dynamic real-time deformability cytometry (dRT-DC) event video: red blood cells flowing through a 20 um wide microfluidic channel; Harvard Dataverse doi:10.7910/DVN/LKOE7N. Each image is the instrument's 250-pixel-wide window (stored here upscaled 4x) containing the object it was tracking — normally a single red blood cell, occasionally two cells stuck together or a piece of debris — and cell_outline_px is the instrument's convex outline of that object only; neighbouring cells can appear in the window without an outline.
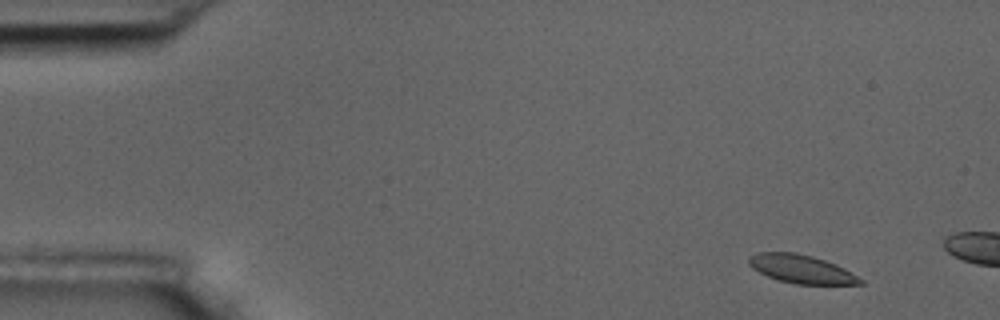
{"species": "common noctule bat (a hibernating species)", "species_latin": "Nyctalus noctula", "temperature_condition": "room temperature", "stored_images_in_passage": 2, "camera_frame_rate_fps": 3000, "um_per_image_px": 0.085, "animal": {"sex": "male", "body_mass_g": 17.5, "forearm_length_mm": 52.3}, "frame": {"image": 1, "passage_image": 1, "time_ms": 0.0, "image_size_px": [1000, 320], "cell_outline_px": [[864, 284], [796, 284], [776, 280], [752, 268], [748, 264], [748, 260], [756, 252], [796, 252], [812, 256], [836, 264], [844, 268], [864, 280]], "centroid_in_image_um": [68.12, 22.87], "position_along_channel_um": 16.9, "area_um2": 18.44}}